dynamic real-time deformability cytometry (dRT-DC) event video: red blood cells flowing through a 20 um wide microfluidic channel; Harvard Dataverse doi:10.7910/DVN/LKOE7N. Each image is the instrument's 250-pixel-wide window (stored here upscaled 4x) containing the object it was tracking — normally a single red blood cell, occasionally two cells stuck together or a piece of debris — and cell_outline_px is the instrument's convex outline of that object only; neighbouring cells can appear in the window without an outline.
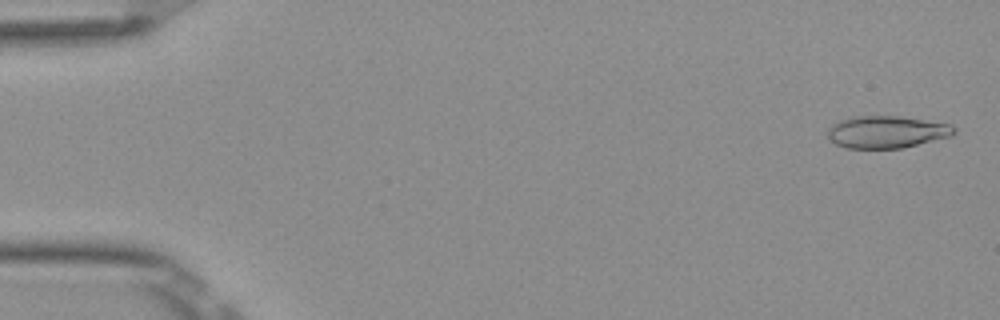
{"species": "Egyptian fruit bat (a non-hibernating species)", "species_latin": "Rousettus aegyptiacus", "temperature_condition": "room temperature", "stored_images_in_passage": 52, "camera_frame_rate_fps": 3000, "um_per_image_px": 0.085, "frame": {"image": 1, "passage_image": 2, "time_ms": 0.333, "image_size_px": [1000, 320], "cell_outline_px": [[956, 132], [952, 136], [900, 148], [848, 148], [836, 144], [828, 140], [828, 128], [832, 124], [848, 116], [900, 116], [952, 124], [956, 128]], "centroid_in_image_um": [75.36, 11.2], "position_along_channel_um": 9.6, "area_um2": 23.87}}
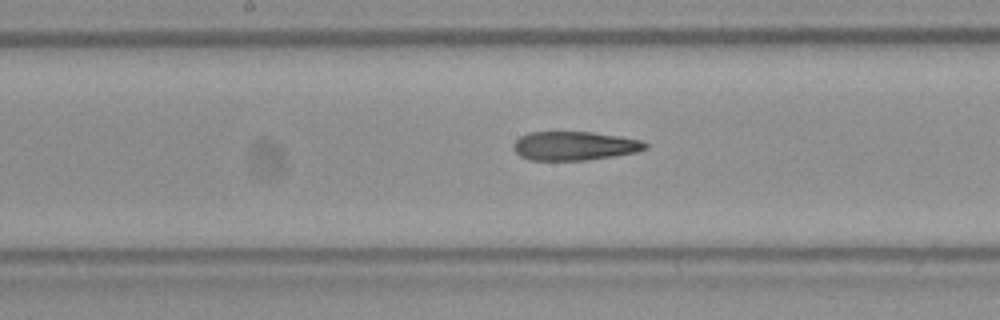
{"frame": {"image": 2, "passage_image": 27, "time_ms": 8.667, "image_size_px": [1000, 320], "cell_outline_px": [[648, 148], [636, 152], [612, 156], [584, 160], [528, 160], [520, 156], [512, 148], [512, 144], [520, 136], [528, 132], [592, 132], [620, 136], [640, 140], [648, 144]], "centroid_in_image_um": [48.8, 12.39], "position_along_channel_um": 199.4, "area_um2": 22.2}}
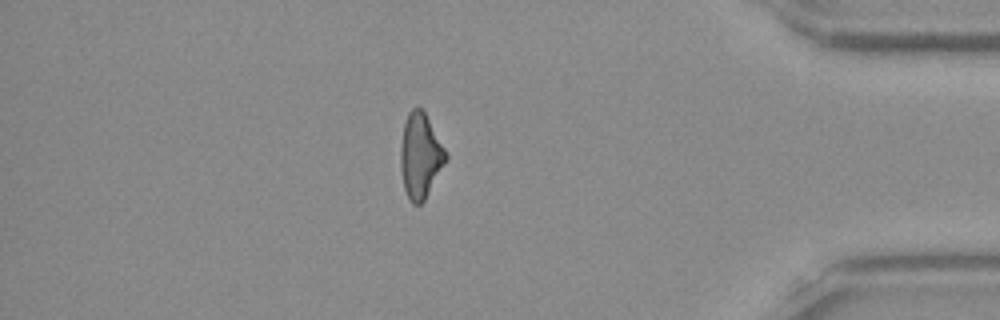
{"frame": {"image": 3, "passage_image": 45, "time_ms": 14.667, "image_size_px": [1000, 320], "cell_outline_px": [[448, 160], [424, 200], [420, 204], [412, 204], [404, 188], [400, 168], [400, 148], [404, 124], [408, 112], [412, 108], [420, 108], [424, 112], [444, 148], [448, 156]], "centroid_in_image_um": [35.72, 13.26], "position_along_channel_um": 399.5, "area_um2": 22.2}, "authors_computed_cell_mechanics": {"area_um2": 23.12, "velocity_mm_per_s": 3.9281, "shape_relaxation_time_tau1_ms": null, "shape_relaxation_time_tau2_ms": 5.1802, "deformation_change_tau1": null, "deformation_change_tau2": 0.1798}}